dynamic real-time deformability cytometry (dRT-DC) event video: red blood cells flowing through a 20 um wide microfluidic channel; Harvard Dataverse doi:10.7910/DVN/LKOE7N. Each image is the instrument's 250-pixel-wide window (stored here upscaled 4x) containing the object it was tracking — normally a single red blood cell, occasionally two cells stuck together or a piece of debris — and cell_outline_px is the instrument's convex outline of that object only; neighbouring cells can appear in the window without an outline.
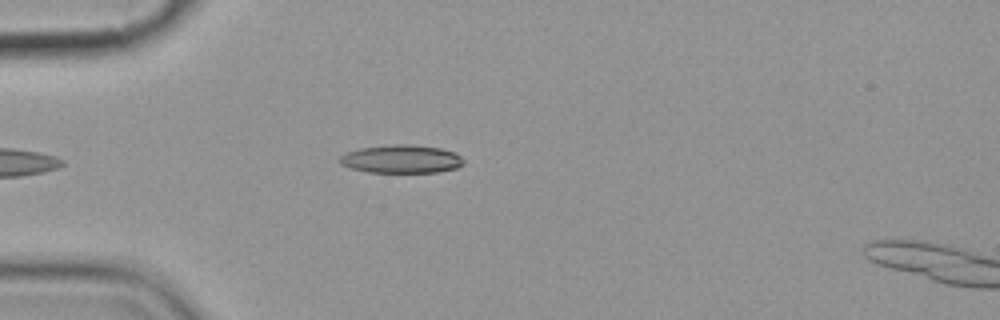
{"species": "common noctule bat (a hibernating species)", "species_latin": "Nyctalus noctula", "temperature_condition": "cold", "stored_images_in_passage": 4, "camera_frame_rate_fps": 3000, "um_per_image_px": 0.085, "animal": {"sex": "female", "body_mass_g": 19.9}, "frame": {"image": 1, "passage_image": 3, "time_ms": 2.333, "image_size_px": [1000, 320], "cell_outline_px": [[464, 164], [456, 168], [436, 172], [368, 172], [352, 168], [340, 164], [340, 156], [348, 152], [360, 148], [396, 144], [408, 144], [440, 148], [456, 152], [464, 160]], "centroid_in_image_um": [34.15, 13.51], "position_along_channel_um": 50.9, "area_um2": 20.23}}